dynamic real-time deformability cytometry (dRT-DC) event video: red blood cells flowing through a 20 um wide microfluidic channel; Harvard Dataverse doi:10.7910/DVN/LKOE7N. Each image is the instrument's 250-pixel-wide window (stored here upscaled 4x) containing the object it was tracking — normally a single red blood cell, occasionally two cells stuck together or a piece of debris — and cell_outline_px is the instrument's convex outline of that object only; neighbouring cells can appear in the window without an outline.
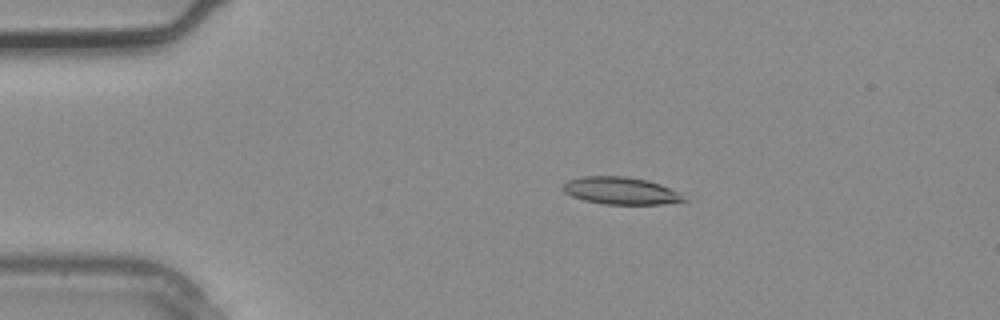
{"species": "common noctule bat (a hibernating species)", "species_latin": "Nyctalus noctula", "temperature_condition": "warm", "stored_images_in_passage": 2, "camera_frame_rate_fps": 3000, "um_per_image_px": 0.085, "animal": {"sex": "male", "body_mass_g": 20.4}, "frame": {"image": 1, "passage_image": 1, "time_ms": 0.0, "image_size_px": [1000, 320], "cell_outline_px": [[688, 200], [664, 204], [604, 204], [584, 200], [572, 196], [564, 192], [560, 188], [568, 180], [584, 176], [628, 176], [648, 180], [660, 184], [680, 192]], "centroid_in_image_um": [52.77, 16.21], "position_along_channel_um": 32.2, "area_um2": 19.36}}